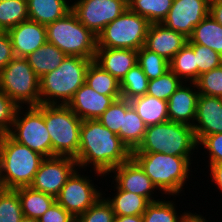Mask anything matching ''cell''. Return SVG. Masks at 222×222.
Masks as SVG:
<instances>
[{
  "instance_id": "1",
  "label": "cell",
  "mask_w": 222,
  "mask_h": 222,
  "mask_svg": "<svg viewBox=\"0 0 222 222\" xmlns=\"http://www.w3.org/2000/svg\"><path fill=\"white\" fill-rule=\"evenodd\" d=\"M132 158V151L120 137L103 126L98 119L83 120L80 147L74 158L78 168L107 175L112 169ZM88 167V168H87Z\"/></svg>"
},
{
  "instance_id": "2",
  "label": "cell",
  "mask_w": 222,
  "mask_h": 222,
  "mask_svg": "<svg viewBox=\"0 0 222 222\" xmlns=\"http://www.w3.org/2000/svg\"><path fill=\"white\" fill-rule=\"evenodd\" d=\"M132 158L160 191L158 194L165 195L167 199H170L171 196H174L175 199L176 196L182 197L181 194L185 191L183 189L188 186L189 180H192L193 157L164 153H132Z\"/></svg>"
},
{
  "instance_id": "3",
  "label": "cell",
  "mask_w": 222,
  "mask_h": 222,
  "mask_svg": "<svg viewBox=\"0 0 222 222\" xmlns=\"http://www.w3.org/2000/svg\"><path fill=\"white\" fill-rule=\"evenodd\" d=\"M92 61L67 55L55 70L40 78V104L67 105L85 83L86 72Z\"/></svg>"
},
{
  "instance_id": "4",
  "label": "cell",
  "mask_w": 222,
  "mask_h": 222,
  "mask_svg": "<svg viewBox=\"0 0 222 222\" xmlns=\"http://www.w3.org/2000/svg\"><path fill=\"white\" fill-rule=\"evenodd\" d=\"M197 145L192 126L167 121L148 126L143 141L132 153H164L173 156L193 157L198 152ZM194 152L196 153L194 154Z\"/></svg>"
},
{
  "instance_id": "5",
  "label": "cell",
  "mask_w": 222,
  "mask_h": 222,
  "mask_svg": "<svg viewBox=\"0 0 222 222\" xmlns=\"http://www.w3.org/2000/svg\"><path fill=\"white\" fill-rule=\"evenodd\" d=\"M44 158L8 134L0 135V170L7 189L30 186Z\"/></svg>"
},
{
  "instance_id": "6",
  "label": "cell",
  "mask_w": 222,
  "mask_h": 222,
  "mask_svg": "<svg viewBox=\"0 0 222 222\" xmlns=\"http://www.w3.org/2000/svg\"><path fill=\"white\" fill-rule=\"evenodd\" d=\"M44 120L51 137V157L75 158L80 147L82 120L61 104H44Z\"/></svg>"
},
{
  "instance_id": "7",
  "label": "cell",
  "mask_w": 222,
  "mask_h": 222,
  "mask_svg": "<svg viewBox=\"0 0 222 222\" xmlns=\"http://www.w3.org/2000/svg\"><path fill=\"white\" fill-rule=\"evenodd\" d=\"M46 29L47 42L55 45L66 55L95 59L97 36L86 28L72 11L48 24Z\"/></svg>"
},
{
  "instance_id": "8",
  "label": "cell",
  "mask_w": 222,
  "mask_h": 222,
  "mask_svg": "<svg viewBox=\"0 0 222 222\" xmlns=\"http://www.w3.org/2000/svg\"><path fill=\"white\" fill-rule=\"evenodd\" d=\"M0 89L19 107L40 105V78L23 57H14L0 71Z\"/></svg>"
},
{
  "instance_id": "9",
  "label": "cell",
  "mask_w": 222,
  "mask_h": 222,
  "mask_svg": "<svg viewBox=\"0 0 222 222\" xmlns=\"http://www.w3.org/2000/svg\"><path fill=\"white\" fill-rule=\"evenodd\" d=\"M149 21L127 8L97 35V48L138 51L145 44Z\"/></svg>"
},
{
  "instance_id": "10",
  "label": "cell",
  "mask_w": 222,
  "mask_h": 222,
  "mask_svg": "<svg viewBox=\"0 0 222 222\" xmlns=\"http://www.w3.org/2000/svg\"><path fill=\"white\" fill-rule=\"evenodd\" d=\"M8 135L42 156L51 157V137L44 120V104L18 107Z\"/></svg>"
},
{
  "instance_id": "11",
  "label": "cell",
  "mask_w": 222,
  "mask_h": 222,
  "mask_svg": "<svg viewBox=\"0 0 222 222\" xmlns=\"http://www.w3.org/2000/svg\"><path fill=\"white\" fill-rule=\"evenodd\" d=\"M83 171L85 173L87 170L77 168L67 179L59 195L56 197V202L75 218L87 211L103 196L102 188L98 187L93 181L98 180L95 179V176L97 178L101 177L100 179L103 180V177L105 179L106 175L95 170L91 171L90 169L89 172L94 173L93 180V177L84 174Z\"/></svg>"
},
{
  "instance_id": "12",
  "label": "cell",
  "mask_w": 222,
  "mask_h": 222,
  "mask_svg": "<svg viewBox=\"0 0 222 222\" xmlns=\"http://www.w3.org/2000/svg\"><path fill=\"white\" fill-rule=\"evenodd\" d=\"M128 8V0H73L72 12L96 36Z\"/></svg>"
},
{
  "instance_id": "13",
  "label": "cell",
  "mask_w": 222,
  "mask_h": 222,
  "mask_svg": "<svg viewBox=\"0 0 222 222\" xmlns=\"http://www.w3.org/2000/svg\"><path fill=\"white\" fill-rule=\"evenodd\" d=\"M77 168V161L72 157H45L30 187L56 198L67 179Z\"/></svg>"
},
{
  "instance_id": "14",
  "label": "cell",
  "mask_w": 222,
  "mask_h": 222,
  "mask_svg": "<svg viewBox=\"0 0 222 222\" xmlns=\"http://www.w3.org/2000/svg\"><path fill=\"white\" fill-rule=\"evenodd\" d=\"M106 177H113L112 184L119 190L143 196L150 202L161 200L154 194L159 190L133 158L112 169Z\"/></svg>"
},
{
  "instance_id": "15",
  "label": "cell",
  "mask_w": 222,
  "mask_h": 222,
  "mask_svg": "<svg viewBox=\"0 0 222 222\" xmlns=\"http://www.w3.org/2000/svg\"><path fill=\"white\" fill-rule=\"evenodd\" d=\"M208 14V0H173L162 24L189 38L194 27Z\"/></svg>"
},
{
  "instance_id": "16",
  "label": "cell",
  "mask_w": 222,
  "mask_h": 222,
  "mask_svg": "<svg viewBox=\"0 0 222 222\" xmlns=\"http://www.w3.org/2000/svg\"><path fill=\"white\" fill-rule=\"evenodd\" d=\"M121 95H103L84 83L67 106L83 121L97 119Z\"/></svg>"
},
{
  "instance_id": "17",
  "label": "cell",
  "mask_w": 222,
  "mask_h": 222,
  "mask_svg": "<svg viewBox=\"0 0 222 222\" xmlns=\"http://www.w3.org/2000/svg\"><path fill=\"white\" fill-rule=\"evenodd\" d=\"M199 95L195 82H182L167 101L169 121L193 126Z\"/></svg>"
},
{
  "instance_id": "18",
  "label": "cell",
  "mask_w": 222,
  "mask_h": 222,
  "mask_svg": "<svg viewBox=\"0 0 222 222\" xmlns=\"http://www.w3.org/2000/svg\"><path fill=\"white\" fill-rule=\"evenodd\" d=\"M15 57L25 58L47 42L46 26L30 19L7 31Z\"/></svg>"
},
{
  "instance_id": "19",
  "label": "cell",
  "mask_w": 222,
  "mask_h": 222,
  "mask_svg": "<svg viewBox=\"0 0 222 222\" xmlns=\"http://www.w3.org/2000/svg\"><path fill=\"white\" fill-rule=\"evenodd\" d=\"M187 41L183 34L170 30L162 23H155L149 25L144 47L170 62Z\"/></svg>"
},
{
  "instance_id": "20",
  "label": "cell",
  "mask_w": 222,
  "mask_h": 222,
  "mask_svg": "<svg viewBox=\"0 0 222 222\" xmlns=\"http://www.w3.org/2000/svg\"><path fill=\"white\" fill-rule=\"evenodd\" d=\"M192 127L195 136L222 133V98L200 94Z\"/></svg>"
},
{
  "instance_id": "21",
  "label": "cell",
  "mask_w": 222,
  "mask_h": 222,
  "mask_svg": "<svg viewBox=\"0 0 222 222\" xmlns=\"http://www.w3.org/2000/svg\"><path fill=\"white\" fill-rule=\"evenodd\" d=\"M94 61L121 81L127 72L137 64V51L120 48H97Z\"/></svg>"
},
{
  "instance_id": "22",
  "label": "cell",
  "mask_w": 222,
  "mask_h": 222,
  "mask_svg": "<svg viewBox=\"0 0 222 222\" xmlns=\"http://www.w3.org/2000/svg\"><path fill=\"white\" fill-rule=\"evenodd\" d=\"M71 0H27L29 19L47 26L72 10Z\"/></svg>"
},
{
  "instance_id": "23",
  "label": "cell",
  "mask_w": 222,
  "mask_h": 222,
  "mask_svg": "<svg viewBox=\"0 0 222 222\" xmlns=\"http://www.w3.org/2000/svg\"><path fill=\"white\" fill-rule=\"evenodd\" d=\"M109 186H111V189L114 187L113 191L116 192L112 196L110 194L105 197V199L111 204L116 216H142L147 206L151 203L143 196L119 190L115 185L112 186V182Z\"/></svg>"
},
{
  "instance_id": "24",
  "label": "cell",
  "mask_w": 222,
  "mask_h": 222,
  "mask_svg": "<svg viewBox=\"0 0 222 222\" xmlns=\"http://www.w3.org/2000/svg\"><path fill=\"white\" fill-rule=\"evenodd\" d=\"M130 104L147 127L169 121L167 101L145 94L130 100Z\"/></svg>"
},
{
  "instance_id": "25",
  "label": "cell",
  "mask_w": 222,
  "mask_h": 222,
  "mask_svg": "<svg viewBox=\"0 0 222 222\" xmlns=\"http://www.w3.org/2000/svg\"><path fill=\"white\" fill-rule=\"evenodd\" d=\"M67 55L55 45L46 42L33 53L28 54L25 59L32 67L35 74L41 78L45 74L55 70Z\"/></svg>"
},
{
  "instance_id": "26",
  "label": "cell",
  "mask_w": 222,
  "mask_h": 222,
  "mask_svg": "<svg viewBox=\"0 0 222 222\" xmlns=\"http://www.w3.org/2000/svg\"><path fill=\"white\" fill-rule=\"evenodd\" d=\"M187 43L209 47L222 55V25L208 14L194 27Z\"/></svg>"
},
{
  "instance_id": "27",
  "label": "cell",
  "mask_w": 222,
  "mask_h": 222,
  "mask_svg": "<svg viewBox=\"0 0 222 222\" xmlns=\"http://www.w3.org/2000/svg\"><path fill=\"white\" fill-rule=\"evenodd\" d=\"M21 202L23 216L39 219L56 201V198L30 186L15 189Z\"/></svg>"
},
{
  "instance_id": "28",
  "label": "cell",
  "mask_w": 222,
  "mask_h": 222,
  "mask_svg": "<svg viewBox=\"0 0 222 222\" xmlns=\"http://www.w3.org/2000/svg\"><path fill=\"white\" fill-rule=\"evenodd\" d=\"M146 128L147 126L144 121L134 108L130 106L123 115L122 126L117 135L133 151L143 141Z\"/></svg>"
},
{
  "instance_id": "29",
  "label": "cell",
  "mask_w": 222,
  "mask_h": 222,
  "mask_svg": "<svg viewBox=\"0 0 222 222\" xmlns=\"http://www.w3.org/2000/svg\"><path fill=\"white\" fill-rule=\"evenodd\" d=\"M85 83L103 95H121L120 81L104 70L94 60L90 63Z\"/></svg>"
},
{
  "instance_id": "30",
  "label": "cell",
  "mask_w": 222,
  "mask_h": 222,
  "mask_svg": "<svg viewBox=\"0 0 222 222\" xmlns=\"http://www.w3.org/2000/svg\"><path fill=\"white\" fill-rule=\"evenodd\" d=\"M170 70L183 82H196L198 80V66L193 48L186 43L169 62Z\"/></svg>"
},
{
  "instance_id": "31",
  "label": "cell",
  "mask_w": 222,
  "mask_h": 222,
  "mask_svg": "<svg viewBox=\"0 0 222 222\" xmlns=\"http://www.w3.org/2000/svg\"><path fill=\"white\" fill-rule=\"evenodd\" d=\"M172 3L173 0H128V8L155 24L163 22Z\"/></svg>"
},
{
  "instance_id": "32",
  "label": "cell",
  "mask_w": 222,
  "mask_h": 222,
  "mask_svg": "<svg viewBox=\"0 0 222 222\" xmlns=\"http://www.w3.org/2000/svg\"><path fill=\"white\" fill-rule=\"evenodd\" d=\"M161 200L151 202L142 215L143 222H179L182 211L178 213L176 200H167L165 196ZM164 198V199H163ZM177 208V209H176Z\"/></svg>"
},
{
  "instance_id": "33",
  "label": "cell",
  "mask_w": 222,
  "mask_h": 222,
  "mask_svg": "<svg viewBox=\"0 0 222 222\" xmlns=\"http://www.w3.org/2000/svg\"><path fill=\"white\" fill-rule=\"evenodd\" d=\"M149 79L136 64L120 81L121 98L132 100L147 93Z\"/></svg>"
},
{
  "instance_id": "34",
  "label": "cell",
  "mask_w": 222,
  "mask_h": 222,
  "mask_svg": "<svg viewBox=\"0 0 222 222\" xmlns=\"http://www.w3.org/2000/svg\"><path fill=\"white\" fill-rule=\"evenodd\" d=\"M28 19L27 0H0V26L4 31Z\"/></svg>"
},
{
  "instance_id": "35",
  "label": "cell",
  "mask_w": 222,
  "mask_h": 222,
  "mask_svg": "<svg viewBox=\"0 0 222 222\" xmlns=\"http://www.w3.org/2000/svg\"><path fill=\"white\" fill-rule=\"evenodd\" d=\"M137 64L149 80L156 79L170 70L169 61L144 46L137 51Z\"/></svg>"
},
{
  "instance_id": "36",
  "label": "cell",
  "mask_w": 222,
  "mask_h": 222,
  "mask_svg": "<svg viewBox=\"0 0 222 222\" xmlns=\"http://www.w3.org/2000/svg\"><path fill=\"white\" fill-rule=\"evenodd\" d=\"M183 81L171 70L156 79L149 80L147 95L168 101Z\"/></svg>"
},
{
  "instance_id": "37",
  "label": "cell",
  "mask_w": 222,
  "mask_h": 222,
  "mask_svg": "<svg viewBox=\"0 0 222 222\" xmlns=\"http://www.w3.org/2000/svg\"><path fill=\"white\" fill-rule=\"evenodd\" d=\"M130 106L129 100L124 98L116 99L97 119L103 126L118 134L122 126L123 115Z\"/></svg>"
},
{
  "instance_id": "38",
  "label": "cell",
  "mask_w": 222,
  "mask_h": 222,
  "mask_svg": "<svg viewBox=\"0 0 222 222\" xmlns=\"http://www.w3.org/2000/svg\"><path fill=\"white\" fill-rule=\"evenodd\" d=\"M106 191L109 192L105 188L103 196L87 211L76 217V222H114L116 215L111 204L105 199Z\"/></svg>"
},
{
  "instance_id": "39",
  "label": "cell",
  "mask_w": 222,
  "mask_h": 222,
  "mask_svg": "<svg viewBox=\"0 0 222 222\" xmlns=\"http://www.w3.org/2000/svg\"><path fill=\"white\" fill-rule=\"evenodd\" d=\"M23 217L18 192L7 189L0 196V222H20Z\"/></svg>"
},
{
  "instance_id": "40",
  "label": "cell",
  "mask_w": 222,
  "mask_h": 222,
  "mask_svg": "<svg viewBox=\"0 0 222 222\" xmlns=\"http://www.w3.org/2000/svg\"><path fill=\"white\" fill-rule=\"evenodd\" d=\"M195 83L199 94L222 98V65L202 73Z\"/></svg>"
},
{
  "instance_id": "41",
  "label": "cell",
  "mask_w": 222,
  "mask_h": 222,
  "mask_svg": "<svg viewBox=\"0 0 222 222\" xmlns=\"http://www.w3.org/2000/svg\"><path fill=\"white\" fill-rule=\"evenodd\" d=\"M195 53V60L198 66V78L207 71L218 68L222 65V55L209 47L199 44H189Z\"/></svg>"
},
{
  "instance_id": "42",
  "label": "cell",
  "mask_w": 222,
  "mask_h": 222,
  "mask_svg": "<svg viewBox=\"0 0 222 222\" xmlns=\"http://www.w3.org/2000/svg\"><path fill=\"white\" fill-rule=\"evenodd\" d=\"M195 137L198 143V150H206L201 153L202 155H208L205 156L206 158H209V160L206 162L207 166L209 164L222 162V133ZM201 146L203 149L201 148Z\"/></svg>"
},
{
  "instance_id": "43",
  "label": "cell",
  "mask_w": 222,
  "mask_h": 222,
  "mask_svg": "<svg viewBox=\"0 0 222 222\" xmlns=\"http://www.w3.org/2000/svg\"><path fill=\"white\" fill-rule=\"evenodd\" d=\"M18 105L0 89V135L11 131Z\"/></svg>"
},
{
  "instance_id": "44",
  "label": "cell",
  "mask_w": 222,
  "mask_h": 222,
  "mask_svg": "<svg viewBox=\"0 0 222 222\" xmlns=\"http://www.w3.org/2000/svg\"><path fill=\"white\" fill-rule=\"evenodd\" d=\"M38 220L39 222H76V218L56 201Z\"/></svg>"
},
{
  "instance_id": "45",
  "label": "cell",
  "mask_w": 222,
  "mask_h": 222,
  "mask_svg": "<svg viewBox=\"0 0 222 222\" xmlns=\"http://www.w3.org/2000/svg\"><path fill=\"white\" fill-rule=\"evenodd\" d=\"M11 39L7 31L0 34V71L14 58Z\"/></svg>"
},
{
  "instance_id": "46",
  "label": "cell",
  "mask_w": 222,
  "mask_h": 222,
  "mask_svg": "<svg viewBox=\"0 0 222 222\" xmlns=\"http://www.w3.org/2000/svg\"><path fill=\"white\" fill-rule=\"evenodd\" d=\"M207 167L210 168L208 171L210 172L209 176L211 179L210 182L212 183L211 185L215 183L217 186L216 189L219 190V193H222V162L209 164L206 168Z\"/></svg>"
},
{
  "instance_id": "47",
  "label": "cell",
  "mask_w": 222,
  "mask_h": 222,
  "mask_svg": "<svg viewBox=\"0 0 222 222\" xmlns=\"http://www.w3.org/2000/svg\"><path fill=\"white\" fill-rule=\"evenodd\" d=\"M191 210H184V212H182L180 218H179V222H208L211 220H207V218L205 216H203L202 214H198V213H194V211L190 212Z\"/></svg>"
},
{
  "instance_id": "48",
  "label": "cell",
  "mask_w": 222,
  "mask_h": 222,
  "mask_svg": "<svg viewBox=\"0 0 222 222\" xmlns=\"http://www.w3.org/2000/svg\"><path fill=\"white\" fill-rule=\"evenodd\" d=\"M209 14L222 25V3L210 4Z\"/></svg>"
},
{
  "instance_id": "49",
  "label": "cell",
  "mask_w": 222,
  "mask_h": 222,
  "mask_svg": "<svg viewBox=\"0 0 222 222\" xmlns=\"http://www.w3.org/2000/svg\"><path fill=\"white\" fill-rule=\"evenodd\" d=\"M114 222H143V218L140 215L116 216Z\"/></svg>"
},
{
  "instance_id": "50",
  "label": "cell",
  "mask_w": 222,
  "mask_h": 222,
  "mask_svg": "<svg viewBox=\"0 0 222 222\" xmlns=\"http://www.w3.org/2000/svg\"><path fill=\"white\" fill-rule=\"evenodd\" d=\"M7 190V187L5 185L3 175L1 174L0 170V196Z\"/></svg>"
},
{
  "instance_id": "51",
  "label": "cell",
  "mask_w": 222,
  "mask_h": 222,
  "mask_svg": "<svg viewBox=\"0 0 222 222\" xmlns=\"http://www.w3.org/2000/svg\"><path fill=\"white\" fill-rule=\"evenodd\" d=\"M20 222H39V220L36 218H30V217L23 216Z\"/></svg>"
},
{
  "instance_id": "52",
  "label": "cell",
  "mask_w": 222,
  "mask_h": 222,
  "mask_svg": "<svg viewBox=\"0 0 222 222\" xmlns=\"http://www.w3.org/2000/svg\"><path fill=\"white\" fill-rule=\"evenodd\" d=\"M222 3V0H208V4Z\"/></svg>"
},
{
  "instance_id": "53",
  "label": "cell",
  "mask_w": 222,
  "mask_h": 222,
  "mask_svg": "<svg viewBox=\"0 0 222 222\" xmlns=\"http://www.w3.org/2000/svg\"><path fill=\"white\" fill-rule=\"evenodd\" d=\"M5 31L3 30V28L0 26V34L4 33Z\"/></svg>"
}]
</instances>
